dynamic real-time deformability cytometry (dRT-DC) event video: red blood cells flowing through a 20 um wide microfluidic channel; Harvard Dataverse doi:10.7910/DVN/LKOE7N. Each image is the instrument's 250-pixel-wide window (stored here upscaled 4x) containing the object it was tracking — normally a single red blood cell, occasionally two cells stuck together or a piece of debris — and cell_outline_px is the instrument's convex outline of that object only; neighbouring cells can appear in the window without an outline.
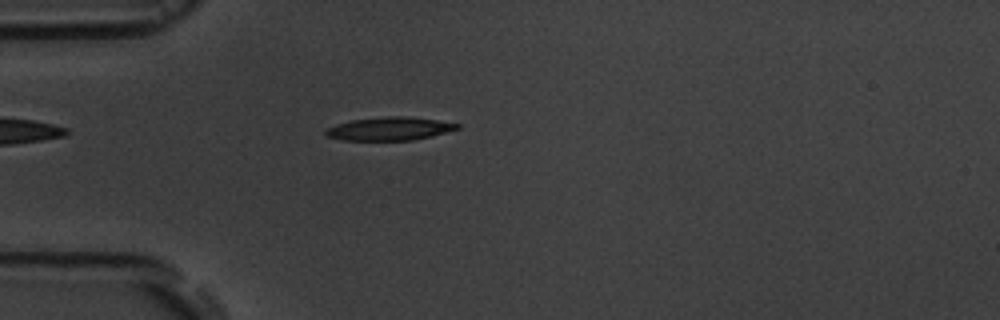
{"species": "common noctule bat (a hibernating species)", "species_latin": "Nyctalus noctula", "temperature_condition": "room temperature", "stored_images_in_passage": 5, "camera_frame_rate_fps": 3000, "um_per_image_px": 0.085, "animal": {"sex": "male", "body_mass_g": 19.5, "forearm_length_mm": 54.6}, "frame": {"image": 1, "passage_image": 4, "time_ms": 3.333, "image_size_px": [1000, 320], "cell_outline_px": [[460, 128], [432, 136], [412, 140], [344, 140], [324, 136], [324, 128], [336, 124], [352, 120], [388, 116], [404, 116], [436, 120], [460, 124]], "centroid_in_image_um": [33.05, 10.94], "position_along_channel_um": 51.9, "area_um2": 17.8}}